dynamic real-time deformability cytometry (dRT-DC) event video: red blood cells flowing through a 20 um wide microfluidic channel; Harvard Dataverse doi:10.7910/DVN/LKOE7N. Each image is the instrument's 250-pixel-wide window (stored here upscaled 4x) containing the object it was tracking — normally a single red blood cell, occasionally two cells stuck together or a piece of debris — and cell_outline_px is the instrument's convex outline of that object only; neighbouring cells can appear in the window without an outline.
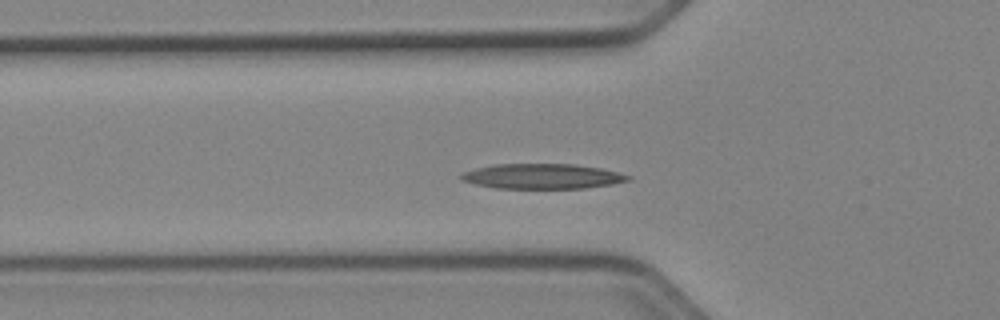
{"species": "Egyptian fruit bat (a non-hibernating species)", "species_latin": "Rousettus aegyptiacus", "temperature_condition": "cold", "stored_images_in_passage": 36, "camera_frame_rate_fps": 3000, "um_per_image_px": 0.085, "animal": {"sex": "female"}, "frame": {"image": 1, "passage_image": 2, "time_ms": 0.333, "image_size_px": [1000, 320], "cell_outline_px": [[632, 180], [612, 184], [584, 188], [496, 188], [476, 184], [460, 180], [456, 176], [464, 172], [476, 168], [492, 164], [572, 164], [600, 168], [632, 176]], "centroid_in_image_um": [46.06, 14.98], "position_along_channel_um": 79.7, "area_um2": 24.39}}
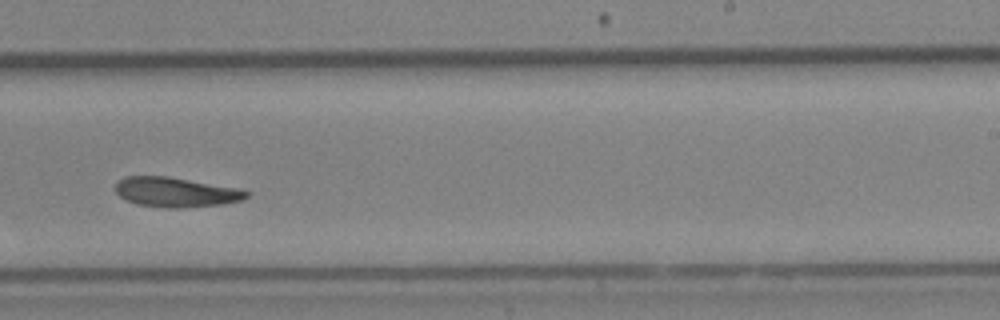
{"frame": {"image": 2, "passage_image": 17, "time_ms": 5.333, "image_size_px": [1000, 320], "cell_outline_px": [[248, 196], [240, 200], [224, 204], [184, 208], [168, 208], [136, 204], [120, 196], [116, 192], [116, 184], [124, 176], [168, 176], [240, 188], [248, 192]], "centroid_in_image_um": [14.96, 16.33], "position_along_channel_um": 274.0, "area_um2": 22.72}}
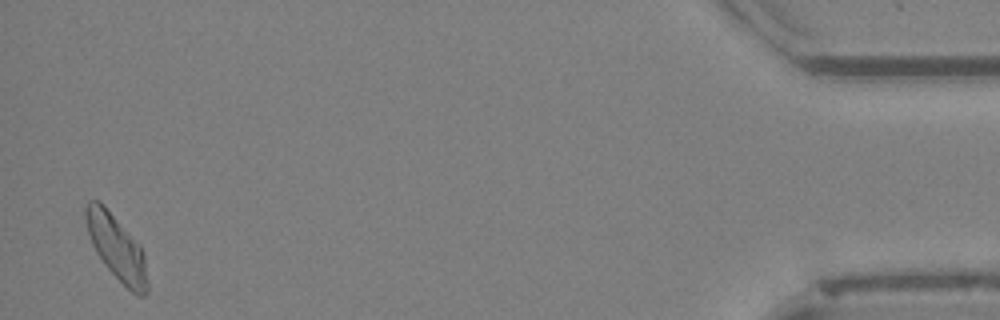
{"frame": {"image": 3, "passage_image": 35, "time_ms": 11.333, "image_size_px": [1000, 320], "cell_outline_px": [[148, 292], [144, 296], [136, 296], [104, 264], [96, 252], [92, 244], [88, 232], [84, 216], [84, 208], [88, 200], [100, 200], [140, 244], [144, 256], [148, 284]], "centroid_in_image_um": [9.91, 21.01], "position_along_channel_um": 425.3, "area_um2": 23.35}, "authors_computed_cell_mechanics": {"area_um2": 22.831, "velocity_mm_per_s": 3.8992, "shape_relaxation_time_tau1_ms": 8.217, "shape_relaxation_time_tau2_ms": 9.9542, "deformation_change_tau1": 0.2111, "deformation_change_tau2": 0.1927}}